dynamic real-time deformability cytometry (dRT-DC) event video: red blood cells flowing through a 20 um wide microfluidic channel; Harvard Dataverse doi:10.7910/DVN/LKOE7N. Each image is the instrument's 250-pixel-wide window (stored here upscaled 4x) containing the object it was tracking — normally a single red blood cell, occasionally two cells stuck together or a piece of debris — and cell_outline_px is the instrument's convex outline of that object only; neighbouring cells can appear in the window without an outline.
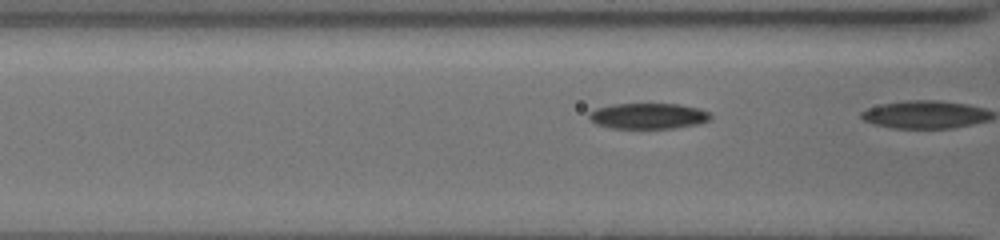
{"species": "common noctule bat (a hibernating species)", "species_latin": "Nyctalus noctula", "temperature_condition": "cold", "stored_images_in_passage": 23, "camera_frame_rate_fps": 3000, "um_per_image_px": 0.085, "animal": {"sex": "female", "body_mass_g": 19.5, "forearm_length_mm": 54.1}, "frame": {"image": 1, "passage_image": 22, "time_ms": 7.0, "image_size_px": [1000, 240], "cell_outline_px": [[712, 116], [708, 120], [700, 124], [676, 128], [612, 128], [596, 124], [588, 116], [588, 112], [596, 108], [612, 104], [680, 104], [700, 108], [708, 112]], "centroid_in_image_um": [55.11, 9.85], "position_along_channel_um": 111.5, "area_um2": 18.32}}